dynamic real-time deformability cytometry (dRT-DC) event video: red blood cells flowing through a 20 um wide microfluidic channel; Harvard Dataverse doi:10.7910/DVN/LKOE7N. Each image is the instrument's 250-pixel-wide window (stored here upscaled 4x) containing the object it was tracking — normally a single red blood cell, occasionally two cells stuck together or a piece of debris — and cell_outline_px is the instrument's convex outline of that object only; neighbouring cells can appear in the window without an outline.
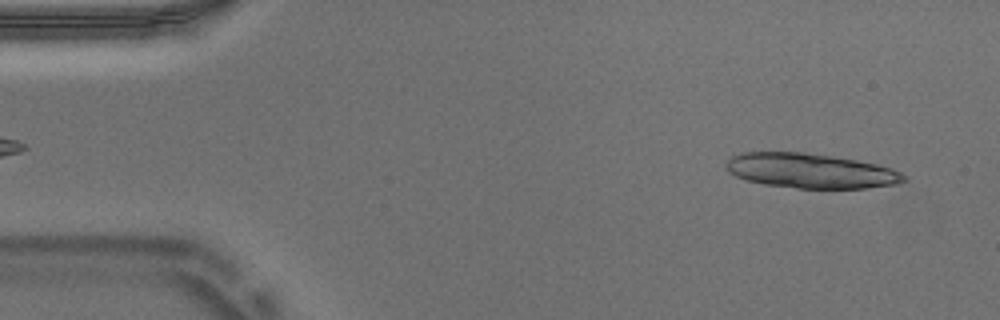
{"species": "Egyptian fruit bat (a non-hibernating species)", "species_latin": "Rousettus aegyptiacus", "temperature_condition": "warm", "stored_images_in_passage": 14, "camera_frame_rate_fps": 3000, "um_per_image_px": 0.085, "animal": {"sex": "male"}, "frame": {"image": 1, "passage_image": 3, "time_ms": 0.667, "image_size_px": [1000, 320], "cell_outline_px": [[908, 180], [896, 184], [864, 188], [796, 188], [764, 184], [748, 180], [736, 176], [728, 172], [724, 164], [732, 156], [740, 152], [804, 152], [832, 156], [856, 160], [876, 164], [892, 168], [908, 176]], "centroid_in_image_um": [68.9, 14.51], "position_along_channel_um": 16.1, "area_um2": 36.07}}